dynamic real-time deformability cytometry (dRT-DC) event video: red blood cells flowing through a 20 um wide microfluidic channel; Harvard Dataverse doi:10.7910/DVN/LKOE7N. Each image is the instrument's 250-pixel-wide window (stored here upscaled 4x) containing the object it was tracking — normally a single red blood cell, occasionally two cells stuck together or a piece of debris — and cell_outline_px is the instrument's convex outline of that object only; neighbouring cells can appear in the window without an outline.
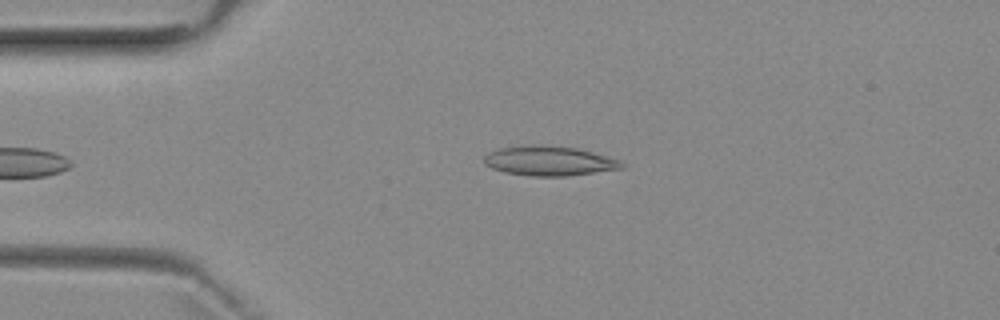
{"species": "common noctule bat (a hibernating species)", "species_latin": "Nyctalus noctula", "temperature_condition": "room temperature", "stored_images_in_passage": 4, "camera_frame_rate_fps": 3000, "um_per_image_px": 0.085, "animal": {"sex": "female", "body_mass_g": 29.2, "forearm_length_mm": 56.3}, "frame": {"image": 1, "passage_image": 4, "time_ms": 4.333, "image_size_px": [1000, 320], "cell_outline_px": [[624, 168], [568, 176], [532, 176], [504, 172], [492, 168], [484, 164], [484, 156], [488, 152], [496, 148], [532, 144], [536, 144], [576, 148], [592, 152], [620, 160], [624, 164]], "centroid_in_image_um": [46.64, 13.67], "position_along_channel_um": 38.4, "area_um2": 23.87}}